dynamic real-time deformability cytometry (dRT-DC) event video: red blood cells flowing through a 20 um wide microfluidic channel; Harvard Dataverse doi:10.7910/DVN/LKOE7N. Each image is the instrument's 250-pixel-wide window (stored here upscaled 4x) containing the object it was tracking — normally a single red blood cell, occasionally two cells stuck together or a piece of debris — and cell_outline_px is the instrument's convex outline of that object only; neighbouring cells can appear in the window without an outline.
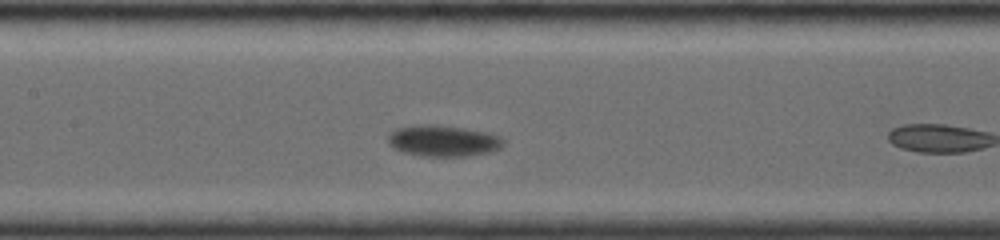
{"species": "common noctule bat (a hibernating species)", "species_latin": "Nyctalus noctula", "temperature_condition": "room temperature", "stored_images_in_passage": 8, "camera_frame_rate_fps": 4000, "um_per_image_px": 0.085, "animal": {"sex": "female", "body_mass_g": 19.0, "forearm_length_mm": 56.7}, "frame": {"image": 1, "passage_image": 7, "time_ms": 1.75, "image_size_px": [1000, 240], "cell_outline_px": [[504, 144], [500, 148], [488, 152], [468, 156], [424, 156], [404, 152], [388, 144], [388, 132], [396, 128], [412, 124], [436, 124], [464, 128], [488, 132], [500, 136], [504, 140]], "centroid_in_image_um": [37.65, 11.94], "position_along_channel_um": 169.8, "area_um2": 21.21}}